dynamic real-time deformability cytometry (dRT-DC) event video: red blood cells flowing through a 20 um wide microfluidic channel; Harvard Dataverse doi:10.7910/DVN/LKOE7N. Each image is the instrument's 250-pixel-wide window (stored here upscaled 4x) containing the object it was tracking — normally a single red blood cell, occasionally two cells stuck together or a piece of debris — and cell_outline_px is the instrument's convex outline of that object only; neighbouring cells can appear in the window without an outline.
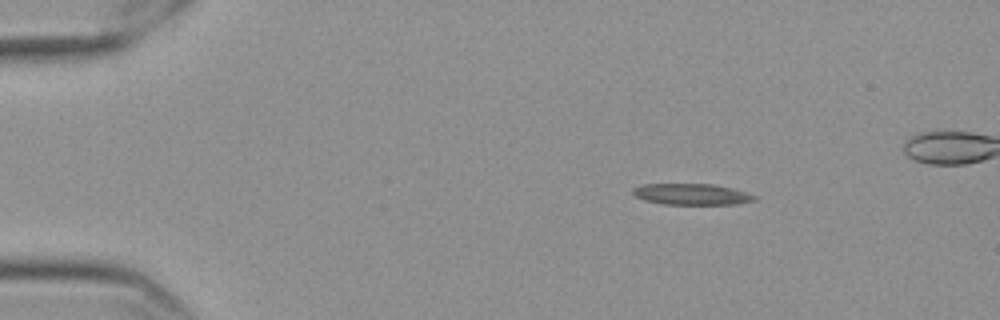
{"species": "Egyptian fruit bat (a non-hibernating species)", "species_latin": "Rousettus aegyptiacus", "temperature_condition": "cold", "stored_images_in_passage": 50, "segment_of_instrument_passage": [1, 2], "camera_frame_rate_fps": 3000, "um_per_image_px": 0.085, "frame": {"image": 1, "passage_image": 1, "time_ms": 0.0, "image_size_px": [1000, 320], "cell_outline_px": [[756, 200], [736, 204], [664, 204], [644, 200], [636, 196], [632, 192], [632, 188], [640, 184], [712, 184], [732, 188], [756, 196]], "centroid_in_image_um": [58.75, 16.5], "position_along_channel_um": 26.2, "area_um2": 14.91}}
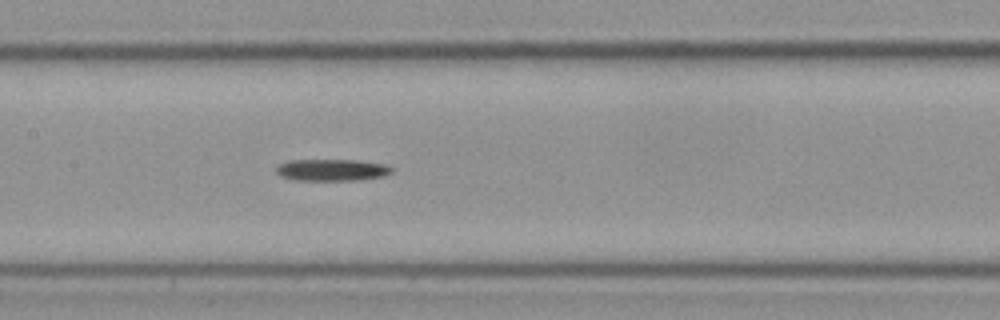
{"frame": {"image": 2, "passage_image": 20, "time_ms": 6.333, "image_size_px": [1000, 320], "cell_outline_px": [[392, 172], [384, 176], [360, 180], [292, 180], [280, 176], [276, 172], [276, 168], [280, 164], [288, 160], [356, 160], [384, 164], [392, 168]], "centroid_in_image_um": [28.19, 14.45], "position_along_channel_um": 179.2, "area_um2": 14.68}}
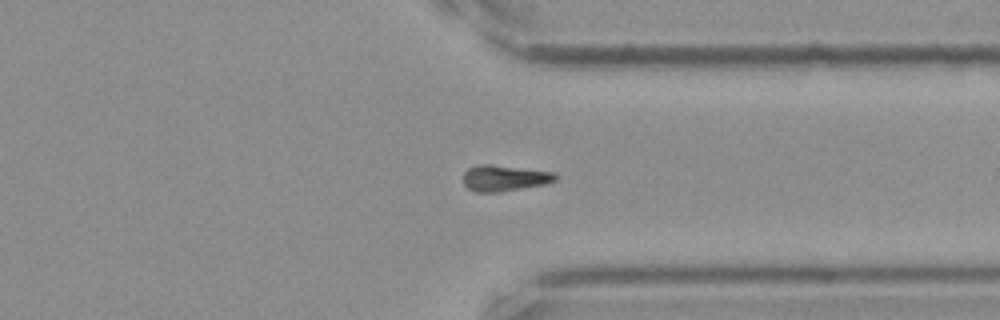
{"frame": {"image": 3, "passage_image": 36, "time_ms": 11.667, "image_size_px": [1000, 320], "cell_outline_px": [[556, 180], [544, 184], [500, 192], [476, 192], [468, 188], [464, 184], [464, 172], [468, 168], [476, 164], [492, 164], [556, 172]], "centroid_in_image_um": [42.86, 15.12], "position_along_channel_um": 368.5, "area_um2": 14.05}}